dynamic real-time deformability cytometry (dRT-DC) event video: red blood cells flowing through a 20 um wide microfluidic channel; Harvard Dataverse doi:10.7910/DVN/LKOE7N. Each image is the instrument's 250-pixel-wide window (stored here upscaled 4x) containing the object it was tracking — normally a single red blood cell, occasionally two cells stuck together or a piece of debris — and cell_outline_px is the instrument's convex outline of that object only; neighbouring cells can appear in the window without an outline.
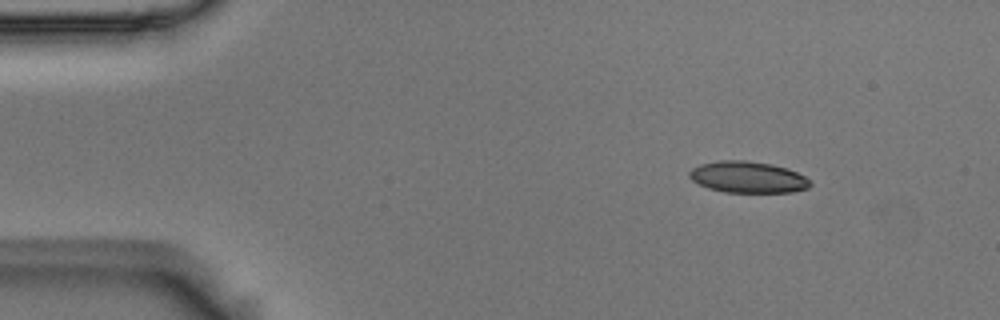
{"species": "Egyptian fruit bat (a non-hibernating species)", "species_latin": "Rousettus aegyptiacus", "temperature_condition": "room temperature", "stored_images_in_passage": 7, "camera_frame_rate_fps": 3000, "um_per_image_px": 0.085, "animal": {"sex": "male"}, "frame": {"image": 1, "passage_image": 1, "time_ms": 0.0, "image_size_px": [1000, 320], "cell_outline_px": [[812, 184], [808, 188], [792, 192], [724, 192], [708, 188], [692, 180], [688, 176], [688, 172], [692, 168], [700, 164], [720, 160], [744, 160], [772, 164], [788, 168], [812, 180]], "centroid_in_image_um": [63.58, 15.05], "position_along_channel_um": 21.4, "area_um2": 22.25}}
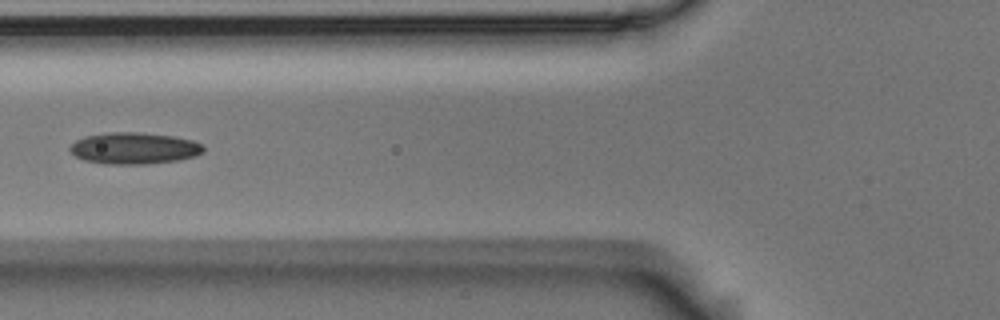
{"frame": {"image": 2, "passage_image": 5, "time_ms": 1.333, "image_size_px": [1000, 320], "cell_outline_px": [[204, 152], [196, 156], [180, 160], [148, 164], [104, 164], [84, 160], [76, 156], [68, 148], [76, 140], [84, 136], [112, 132], [144, 132], [172, 136], [192, 140], [204, 144]], "centroid_in_image_um": [11.44, 12.6], "position_along_channel_um": 114.4, "area_um2": 24.8}}
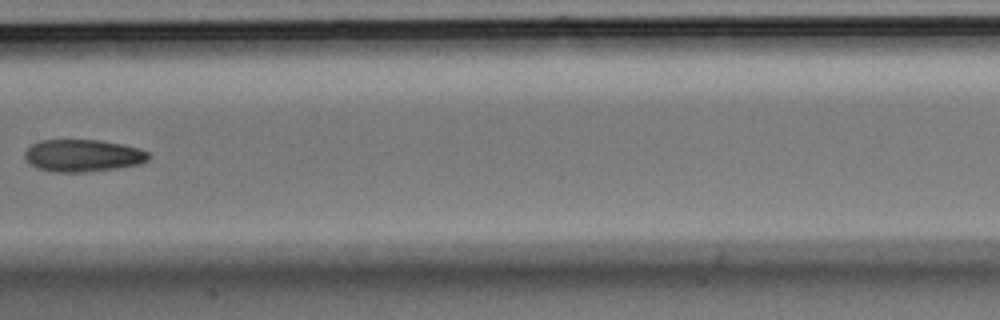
{"frame": {"image": 3, "passage_image": 7, "time_ms": 2.0, "image_size_px": [1000, 320], "cell_outline_px": [[152, 156], [148, 160], [140, 164], [116, 168], [84, 172], [56, 172], [36, 168], [24, 156], [24, 152], [32, 144], [40, 140], [96, 140], [120, 144], [136, 148], [148, 152]], "centroid_in_image_um": [7.04, 13.23], "position_along_channel_um": 200.4, "area_um2": 23.06}}